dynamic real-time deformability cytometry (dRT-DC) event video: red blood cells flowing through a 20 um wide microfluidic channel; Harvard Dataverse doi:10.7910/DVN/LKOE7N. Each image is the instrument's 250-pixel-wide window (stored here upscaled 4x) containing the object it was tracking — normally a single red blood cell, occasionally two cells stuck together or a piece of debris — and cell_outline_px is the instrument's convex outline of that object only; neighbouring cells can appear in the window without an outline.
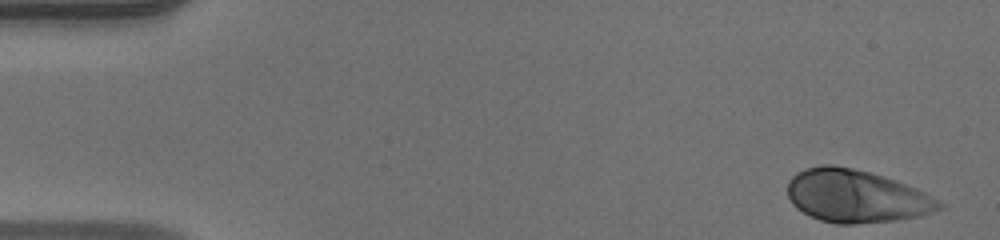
{"species": "human", "species_latin": "Homo sapiens", "temperature_condition": "warm", "stored_images_in_passage": 47, "camera_frame_rate_fps": 3000, "um_per_image_px": 0.085, "donor": {"sex": "male"}, "frame": {"image": 1, "passage_image": 1, "time_ms": 0.0, "image_size_px": [1000, 240], "cell_outline_px": [[944, 208], [920, 216], [896, 220], [852, 224], [836, 224], [820, 220], [796, 208], [792, 204], [788, 196], [788, 180], [796, 172], [804, 168], [820, 164], [832, 164], [852, 168], [868, 172], [916, 188], [940, 200], [944, 204]], "centroid_in_image_um": [72.75, 16.67], "position_along_channel_um": 12.2, "area_um2": 46.59}}
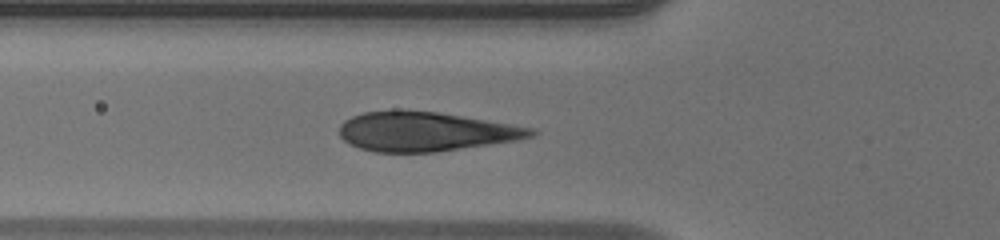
{"frame": {"image": 2, "passage_image": 16, "time_ms": 5.0, "image_size_px": [1000, 240], "cell_outline_px": [[540, 132], [532, 136], [516, 140], [436, 152], [376, 152], [360, 148], [348, 144], [340, 136], [340, 124], [344, 120], [352, 116], [364, 112], [392, 108], [436, 112], [536, 128]], "centroid_in_image_um": [36.13, 11.16], "position_along_channel_um": 89.7, "area_um2": 44.16}}
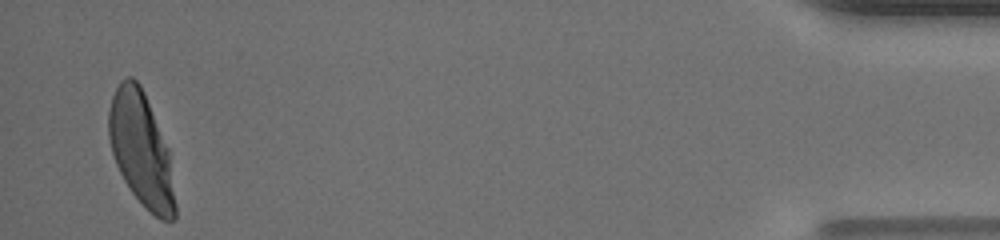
{"frame": {"image": 3, "passage_image": 46, "time_ms": 15.0, "image_size_px": [1000, 240], "cell_outline_px": [[176, 216], [172, 220], [160, 220], [132, 192], [124, 180], [116, 164], [112, 152], [108, 136], [108, 112], [112, 96], [120, 80], [128, 76], [132, 76], [140, 84], [144, 92], [168, 148], [176, 204]], "centroid_in_image_um": [11.99, 12.67], "position_along_channel_um": 423.2, "area_um2": 43.52}, "authors_computed_cell_mechanics": {"area_um2": 44.7372, "velocity_mm_per_s": 4.1588, "shape_relaxation_time_tau1_ms": 3.3896, "shape_relaxation_time_tau2_ms": null, "deformation_change_tau1": 0.2305, "deformation_change_tau2": null}}